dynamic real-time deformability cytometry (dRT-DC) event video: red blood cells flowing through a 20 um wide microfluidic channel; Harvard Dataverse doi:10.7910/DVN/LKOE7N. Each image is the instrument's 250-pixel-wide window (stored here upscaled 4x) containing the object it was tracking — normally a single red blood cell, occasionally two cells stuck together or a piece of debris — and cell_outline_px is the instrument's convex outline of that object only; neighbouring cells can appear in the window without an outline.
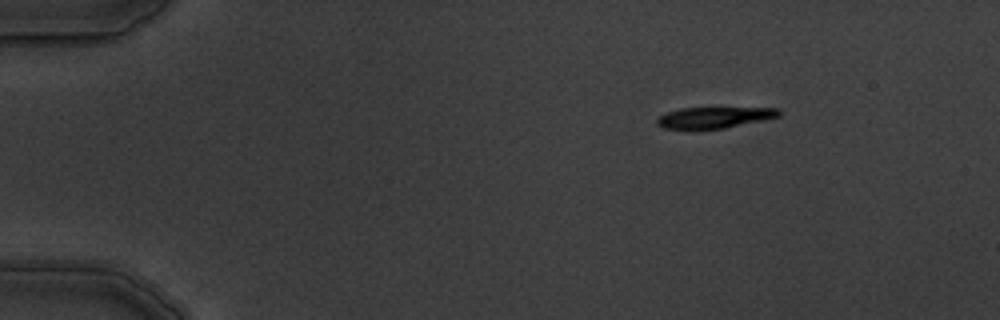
{"species": "common noctule bat (a hibernating species)", "species_latin": "Nyctalus noctula", "temperature_condition": "warm", "stored_images_in_passage": 3, "camera_frame_rate_fps": 3000, "um_per_image_px": 0.085, "animal": {"sex": "male", "body_mass_g": 19.5, "forearm_length_mm": 54.6}, "frame": {"image": 1, "passage_image": 1, "time_ms": 0.0, "image_size_px": [1000, 320], "cell_outline_px": [[784, 112], [780, 116], [764, 120], [724, 128], [688, 132], [664, 128], [656, 124], [656, 120], [660, 116], [668, 112], [680, 108], [780, 108]], "centroid_in_image_um": [60.68, 10.03], "position_along_channel_um": 24.3, "area_um2": 15.66}}
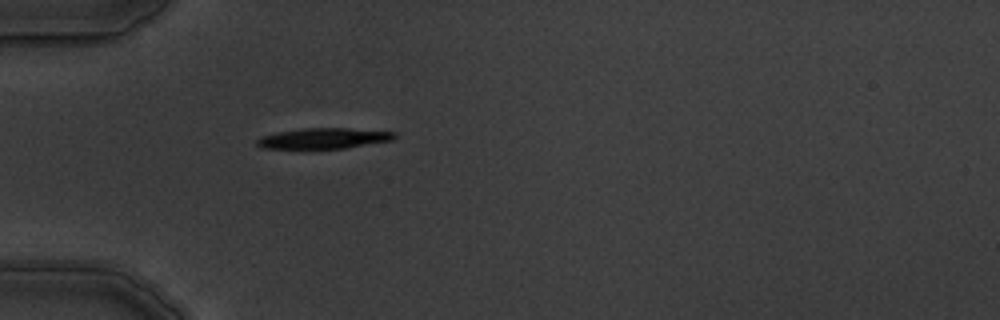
{"frame": {"image": 2, "passage_image": 3, "time_ms": 3.0, "image_size_px": [1000, 320], "cell_outline_px": [[396, 136], [392, 140], [344, 148], [264, 148], [256, 144], [256, 140], [260, 136], [276, 132], [300, 128], [348, 128], [396, 132]], "centroid_in_image_um": [27.48, 11.74], "position_along_channel_um": 57.5, "area_um2": 16.42}}